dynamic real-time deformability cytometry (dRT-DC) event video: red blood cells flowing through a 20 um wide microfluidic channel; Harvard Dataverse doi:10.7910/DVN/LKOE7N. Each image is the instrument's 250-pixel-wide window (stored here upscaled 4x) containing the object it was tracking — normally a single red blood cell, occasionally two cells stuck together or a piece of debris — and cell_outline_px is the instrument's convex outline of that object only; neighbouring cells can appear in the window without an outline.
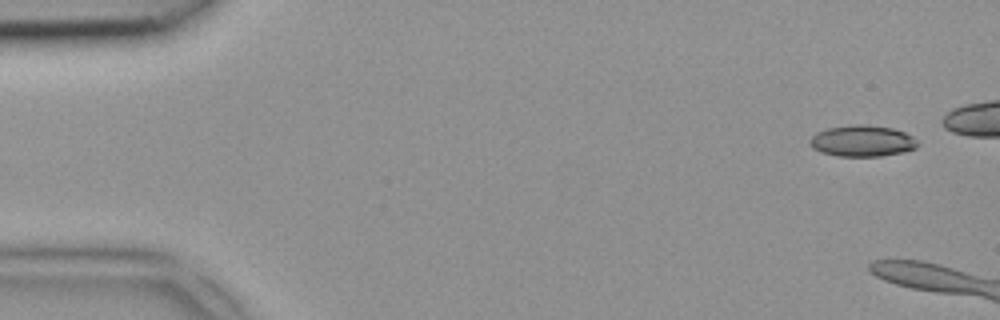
{"species": "common noctule bat (a hibernating species)", "species_latin": "Nyctalus noctula", "temperature_condition": "room temperature", "stored_images_in_passage": 2, "camera_frame_rate_fps": 3000, "um_per_image_px": 0.085, "animal": {"sex": "female", "body_mass_g": 18.4}, "frame": {"image": 1, "passage_image": 2, "time_ms": 0.333, "image_size_px": [1000, 320], "cell_outline_px": [[916, 148], [904, 152], [880, 156], [836, 156], [820, 152], [812, 148], [808, 144], [808, 140], [816, 132], [828, 128], [856, 124], [864, 124], [892, 128], [904, 132], [912, 136], [916, 140]], "centroid_in_image_um": [73.24, 11.98], "position_along_channel_um": 11.8, "area_um2": 19.71}}